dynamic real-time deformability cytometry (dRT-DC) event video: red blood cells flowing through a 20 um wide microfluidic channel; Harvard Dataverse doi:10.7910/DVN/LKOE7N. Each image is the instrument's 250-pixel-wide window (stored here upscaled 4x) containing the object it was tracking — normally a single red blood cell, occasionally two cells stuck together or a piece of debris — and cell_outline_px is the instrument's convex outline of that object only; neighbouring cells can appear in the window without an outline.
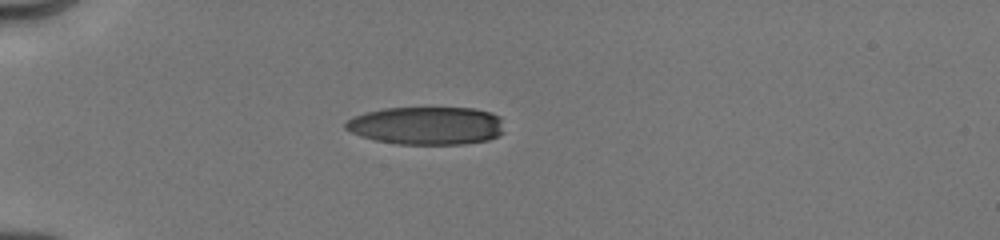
{"species": "human", "species_latin": "Homo sapiens", "temperature_condition": "cold", "stored_images_in_passage": 7, "camera_frame_rate_fps": 3000, "um_per_image_px": 0.085, "donor": {"sex": "male"}, "frame": {"image": 1, "passage_image": 5, "time_ms": 4.667, "image_size_px": [1000, 240], "cell_outline_px": [[504, 132], [500, 136], [488, 140], [464, 144], [396, 144], [376, 140], [360, 136], [344, 128], [344, 124], [352, 116], [384, 108], [476, 108], [492, 112], [500, 116]], "centroid_in_image_um": [36.3, 10.68], "position_along_channel_um": 48.7, "area_um2": 35.43}}
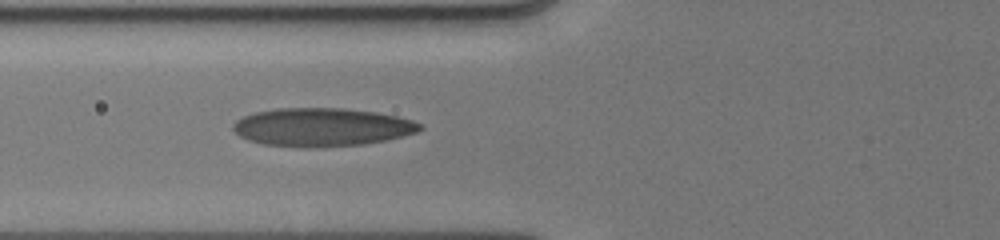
{"frame": {"image": 2, "passage_image": 7, "time_ms": 6.667, "image_size_px": [1000, 240], "cell_outline_px": [[424, 128], [416, 132], [384, 140], [360, 144], [264, 144], [248, 140], [240, 136], [232, 128], [232, 124], [236, 120], [244, 116], [256, 112], [276, 108], [344, 108], [376, 112], [396, 116], [412, 120], [424, 124]], "centroid_in_image_um": [27.38, 10.74], "position_along_channel_um": 98.4, "area_um2": 40.17}}